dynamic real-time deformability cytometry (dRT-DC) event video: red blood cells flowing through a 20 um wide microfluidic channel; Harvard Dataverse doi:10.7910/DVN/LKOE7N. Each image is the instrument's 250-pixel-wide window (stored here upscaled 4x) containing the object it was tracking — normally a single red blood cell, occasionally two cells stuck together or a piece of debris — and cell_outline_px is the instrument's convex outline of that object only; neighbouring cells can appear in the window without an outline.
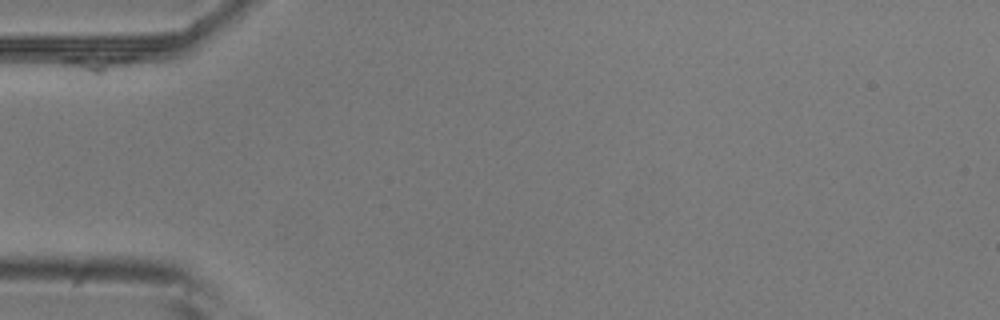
{"species": "common noctule bat (a hibernating species)", "species_latin": "Nyctalus noctula", "temperature_condition": "room temperature", "stored_images_in_passage": 11, "camera_frame_rate_fps": 3000, "um_per_image_px": 0.085, "animal": {"sex": "male", "body_mass_g": 20.5, "forearm_length_mm": 52.5}, "frame": {"image": 1, "passage_image": 1, "time_ms": 0.0, "image_size_px": [1000, 320], "cell_outline_px": [[136, 56], [124, 76], [96, 84], [80, 80], [64, 64], [64, 56]], "centroid_in_image_um": [8.37, 5.72], "position_along_channel_um": 76.6, "area_um2": 10.58}}